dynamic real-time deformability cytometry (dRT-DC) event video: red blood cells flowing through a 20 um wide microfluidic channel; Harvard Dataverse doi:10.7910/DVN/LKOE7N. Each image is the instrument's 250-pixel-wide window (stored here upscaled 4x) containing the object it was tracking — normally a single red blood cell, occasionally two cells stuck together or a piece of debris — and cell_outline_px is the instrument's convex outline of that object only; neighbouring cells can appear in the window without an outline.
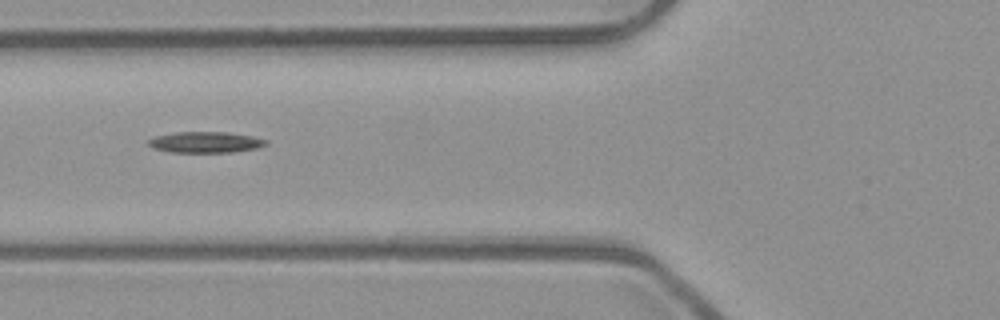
{"species": "common noctule bat (a hibernating species)", "species_latin": "Nyctalus noctula", "temperature_condition": "room temperature", "stored_images_in_passage": 7, "segment_of_instrument_passage": [2, 2], "camera_frame_rate_fps": 3000, "um_per_image_px": 0.085, "animal": {"sex": "male", "body_mass_g": 23.1, "forearm_length_mm": 52.7}, "frame": {"image": 1, "passage_image": 4, "time_ms": 1.0, "image_size_px": [1000, 320], "cell_outline_px": [[268, 144], [256, 148], [232, 152], [172, 152], [152, 148], [148, 144], [148, 140], [156, 136], [176, 132], [228, 132], [252, 136], [268, 140]], "centroid_in_image_um": [17.48, 12.08], "position_along_channel_um": 108.3, "area_um2": 14.33}}
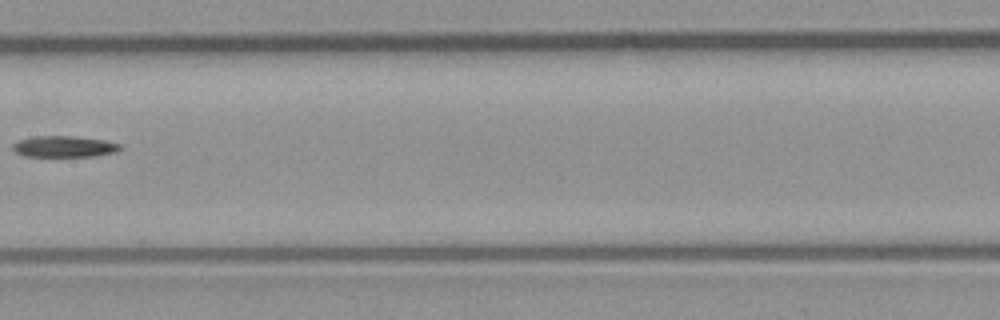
{"frame": {"image": 2, "passage_image": 6, "time_ms": 1.667, "image_size_px": [1000, 320], "cell_outline_px": [[120, 148], [116, 152], [96, 156], [24, 156], [16, 152], [12, 148], [12, 144], [20, 140], [32, 136], [72, 136], [104, 140], [120, 144]], "centroid_in_image_um": [5.43, 12.45], "position_along_channel_um": 202.0, "area_um2": 13.18}}
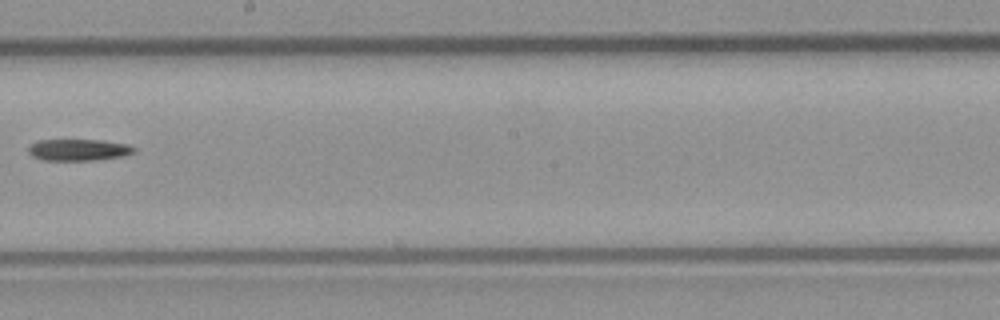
{"frame": {"image": 3, "passage_image": 7, "time_ms": 2.0, "image_size_px": [1000, 320], "cell_outline_px": [[136, 152], [124, 156], [92, 160], [40, 160], [32, 156], [28, 152], [28, 144], [36, 140], [104, 140], [128, 144], [136, 148]], "centroid_in_image_um": [6.66, 12.73], "position_along_channel_um": 241.5, "area_um2": 13.53}}